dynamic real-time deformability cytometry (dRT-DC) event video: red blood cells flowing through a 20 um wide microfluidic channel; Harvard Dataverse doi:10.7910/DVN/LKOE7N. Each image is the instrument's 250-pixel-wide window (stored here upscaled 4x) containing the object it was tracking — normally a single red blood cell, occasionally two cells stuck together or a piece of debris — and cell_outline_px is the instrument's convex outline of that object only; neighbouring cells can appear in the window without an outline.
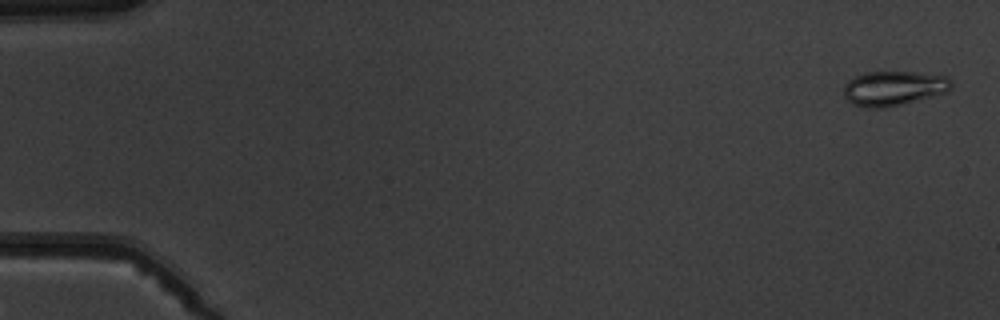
{"species": "common noctule bat (a hibernating species)", "species_latin": "Nyctalus noctula", "temperature_condition": "warm", "stored_images_in_passage": 6, "camera_frame_rate_fps": 3000, "um_per_image_px": 0.085, "animal": {"sex": "male", "body_mass_g": 19.5, "forearm_length_mm": 54.6}, "frame": {"image": 1, "passage_image": 1, "time_ms": 0.0, "image_size_px": [1000, 320], "cell_outline_px": [[952, 88], [948, 92], [884, 108], [868, 108], [852, 104], [844, 96], [844, 84], [848, 80], [864, 72], [916, 72], [948, 76], [952, 84]], "centroid_in_image_um": [75.96, 7.49], "position_along_channel_um": 9.0, "area_um2": 21.73}}
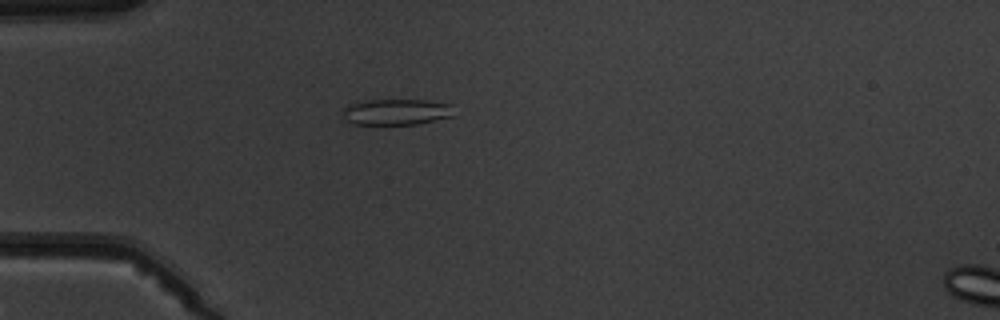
{"frame": {"image": 2, "passage_image": 5, "time_ms": 4.667, "image_size_px": [1000, 320], "cell_outline_px": [[452, 116], [416, 124], [352, 124], [344, 120], [344, 108], [348, 104], [364, 100], [428, 100], [452, 104]], "centroid_in_image_um": [33.66, 9.5], "position_along_channel_um": 51.3, "area_um2": 16.82}}